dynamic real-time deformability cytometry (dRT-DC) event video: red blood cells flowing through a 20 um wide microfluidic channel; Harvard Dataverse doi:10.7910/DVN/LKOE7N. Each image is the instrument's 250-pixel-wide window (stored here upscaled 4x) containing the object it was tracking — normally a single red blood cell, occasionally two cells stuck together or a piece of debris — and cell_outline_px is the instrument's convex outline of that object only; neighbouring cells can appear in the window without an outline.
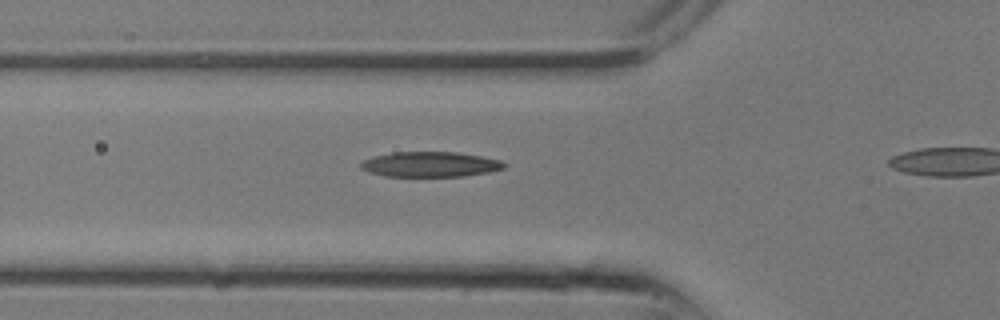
{"species": "common noctule bat (a hibernating species)", "species_latin": "Nyctalus noctula", "temperature_condition": "room temperature", "stored_images_in_passage": 6, "camera_frame_rate_fps": 3000, "um_per_image_px": 0.085, "animal": {"sex": "male", "body_mass_g": 13.3}, "frame": {"image": 1, "passage_image": 2, "time_ms": 0.333, "image_size_px": [1000, 320], "cell_outline_px": [[508, 164], [504, 168], [488, 172], [464, 176], [384, 176], [368, 172], [360, 168], [360, 164], [364, 160], [376, 156], [392, 152], [456, 152], [480, 156], [500, 160]], "centroid_in_image_um": [36.57, 13.97], "position_along_channel_um": 89.2, "area_um2": 20.92}}
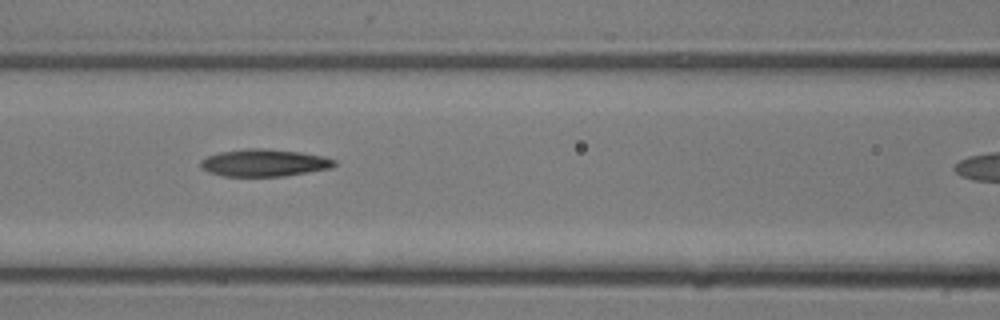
{"frame": {"image": 2, "passage_image": 4, "time_ms": 1.0, "image_size_px": [1000, 320], "cell_outline_px": [[336, 164], [332, 168], [284, 176], [224, 176], [208, 172], [200, 164], [200, 160], [208, 156], [220, 152], [244, 148], [268, 148], [300, 152], [324, 156], [336, 160]], "centroid_in_image_um": [22.48, 13.83], "position_along_channel_um": 144.1, "area_um2": 21.33}}